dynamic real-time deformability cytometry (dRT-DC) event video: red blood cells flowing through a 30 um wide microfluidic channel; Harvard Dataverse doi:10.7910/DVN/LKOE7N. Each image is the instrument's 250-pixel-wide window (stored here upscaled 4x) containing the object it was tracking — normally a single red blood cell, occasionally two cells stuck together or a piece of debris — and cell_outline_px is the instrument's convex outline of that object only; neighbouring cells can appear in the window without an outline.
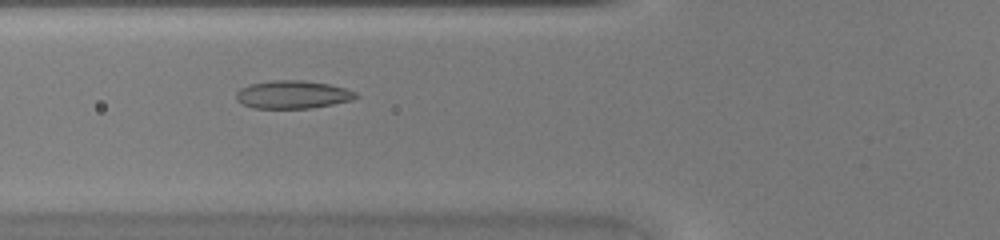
{"species": "common noctule bat (a hibernating species)", "species_latin": "Nyctalus noctula", "temperature_condition": "warm", "stored_images_in_passage": 35, "camera_frame_rate_fps": 3000, "um_per_image_px": 0.085, "animal": {"sex": "female", "body_mass_g": 20.0, "forearm_length_mm": 54.0}, "frame": {"image": 1, "passage_image": 8, "time_ms": 2.333, "image_size_px": [1000, 240], "cell_outline_px": [[360, 96], [352, 100], [312, 108], [256, 108], [244, 104], [236, 100], [236, 92], [240, 88], [252, 84], [272, 80], [304, 80], [328, 84], [344, 88], [356, 92]], "centroid_in_image_um": [24.89, 8.03], "position_along_channel_um": 100.9, "area_um2": 19.42}}
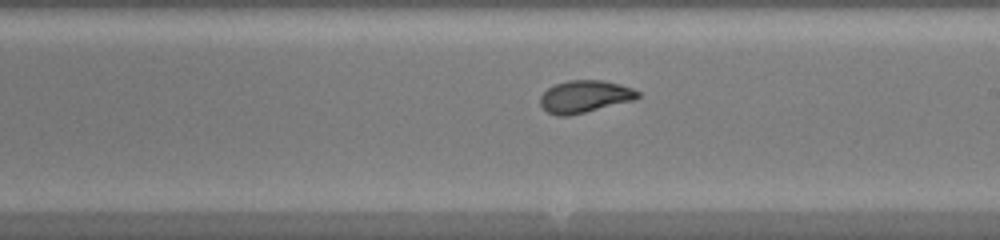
{"frame": {"image": 2, "passage_image": 17, "time_ms": 5.333, "image_size_px": [1000, 240], "cell_outline_px": [[640, 96], [636, 100], [568, 116], [556, 116], [548, 112], [540, 104], [540, 96], [548, 88], [556, 84], [568, 80], [600, 80], [620, 84], [632, 88], [640, 92]], "centroid_in_image_um": [49.72, 8.21], "position_along_channel_um": 239.3, "area_um2": 18.38}}
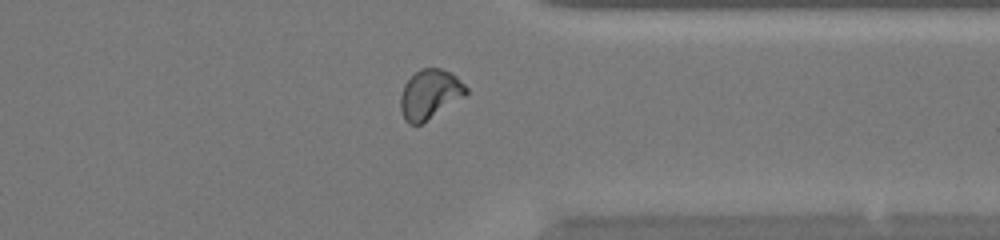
{"frame": {"image": 3, "passage_image": 26, "time_ms": 8.333, "image_size_px": [1000, 240], "cell_outline_px": [[468, 96], [420, 124], [408, 124], [404, 120], [400, 108], [400, 96], [404, 84], [420, 68], [440, 68], [456, 76], [468, 88]], "centroid_in_image_um": [36.55, 8.02], "position_along_channel_um": 374.8, "area_um2": 19.07}}